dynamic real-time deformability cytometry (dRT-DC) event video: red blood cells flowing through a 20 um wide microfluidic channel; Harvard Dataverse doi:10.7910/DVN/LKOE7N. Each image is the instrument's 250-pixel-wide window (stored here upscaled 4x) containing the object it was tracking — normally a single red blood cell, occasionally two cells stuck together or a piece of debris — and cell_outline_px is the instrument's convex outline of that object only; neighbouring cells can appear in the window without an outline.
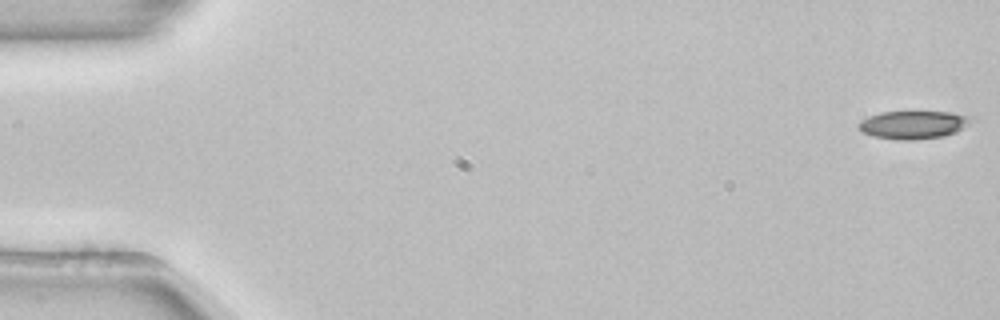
{"species": "common noctule bat (a hibernating species)", "species_latin": "Nyctalus noctula", "temperature_condition": "room temperature", "stored_images_in_passage": 53, "camera_frame_rate_fps": 3000, "um_per_image_px": 0.085, "animal": {"sex": "female", "body_mass_g": 22.7, "forearm_length_mm": 54.2}, "frame": {"image": 1, "passage_image": 1, "time_ms": 0.0, "image_size_px": [1000, 320], "cell_outline_px": [[968, 124], [956, 132], [944, 136], [916, 140], [896, 140], [872, 136], [860, 132], [856, 128], [856, 124], [860, 120], [868, 116], [880, 112], [952, 112], [964, 116], [968, 120]], "centroid_in_image_um": [77.48, 10.62], "position_along_channel_um": 7.5, "area_um2": 18.38}}
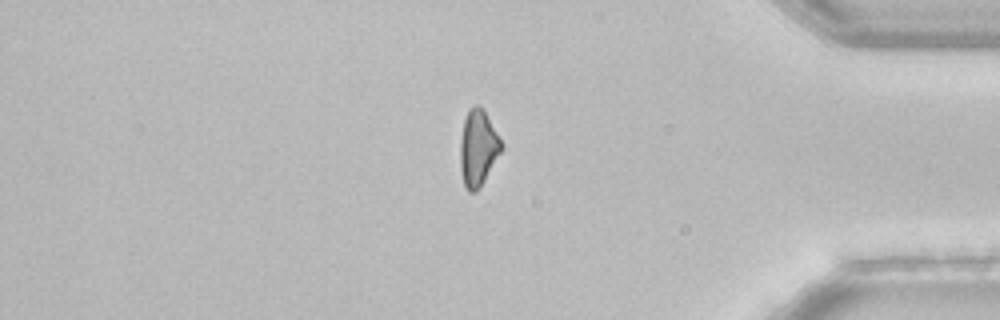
{"frame": {"image": 2, "passage_image": 45, "time_ms": 14.667, "image_size_px": [1000, 320], "cell_outline_px": [[504, 148], [484, 180], [476, 192], [468, 192], [464, 188], [460, 168], [460, 140], [464, 120], [468, 108], [472, 104], [480, 104], [484, 108], [504, 144]], "centroid_in_image_um": [40.64, 12.53], "position_along_channel_um": 394.6, "area_um2": 18.79}}
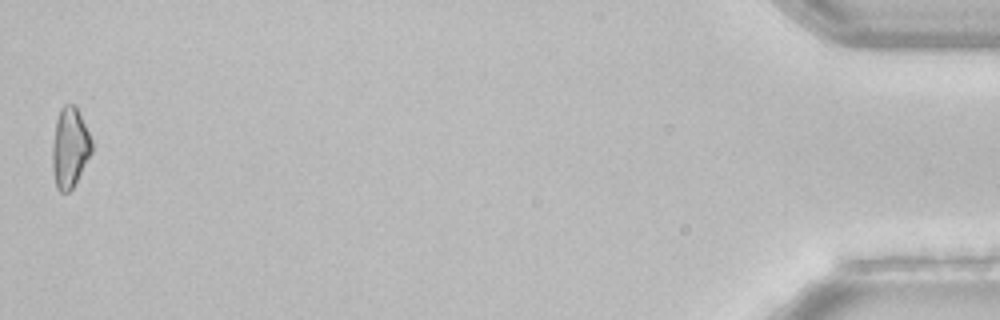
{"frame": {"image": 3, "passage_image": 53, "time_ms": 17.333, "image_size_px": [1000, 320], "cell_outline_px": [[92, 152], [72, 188], [68, 192], [60, 192], [56, 188], [52, 168], [52, 144], [56, 120], [60, 108], [64, 104], [76, 104], [92, 140]], "centroid_in_image_um": [5.92, 12.52], "position_along_channel_um": 429.3, "area_um2": 18.5}, "authors_computed_cell_mechanics": {"area_um2": 19.1896, "velocity_mm_per_s": 3.892, "shape_relaxation_time_tau1_ms": 9.4417, "shape_relaxation_time_tau2_ms": null, "deformation_change_tau1": 0.1615, "deformation_change_tau2": null}}